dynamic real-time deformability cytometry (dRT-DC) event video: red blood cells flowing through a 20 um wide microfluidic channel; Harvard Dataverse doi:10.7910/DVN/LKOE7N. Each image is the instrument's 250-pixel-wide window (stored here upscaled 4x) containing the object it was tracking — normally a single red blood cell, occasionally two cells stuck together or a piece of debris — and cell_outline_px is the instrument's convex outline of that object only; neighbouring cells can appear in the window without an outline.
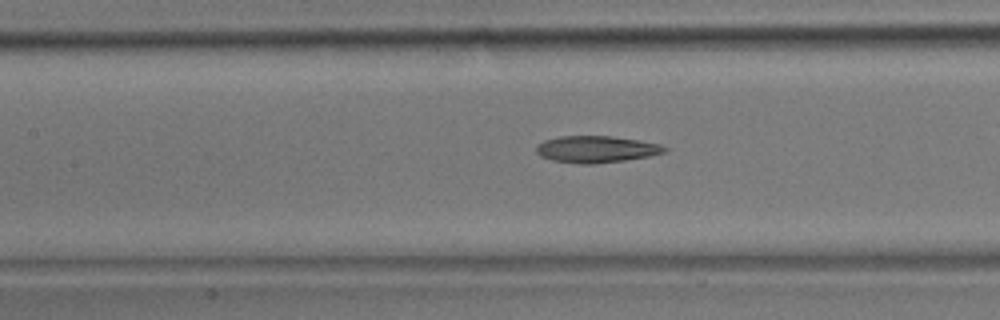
{"species": "common noctule bat (a hibernating species)", "species_latin": "Nyctalus noctula", "temperature_condition": "room temperature", "stored_images_in_passage": 41, "camera_frame_rate_fps": 3000, "um_per_image_px": 0.085, "animal": {"sex": "male", "body_mass_g": 17.9}, "frame": {"image": 1, "passage_image": 18, "time_ms": 5.667, "image_size_px": [1000, 320], "cell_outline_px": [[668, 148], [664, 152], [648, 156], [624, 160], [596, 164], [580, 164], [552, 160], [540, 156], [536, 152], [536, 144], [544, 140], [560, 136], [612, 136], [660, 144]], "centroid_in_image_um": [50.63, 12.68], "position_along_channel_um": 156.8, "area_um2": 19.94}}
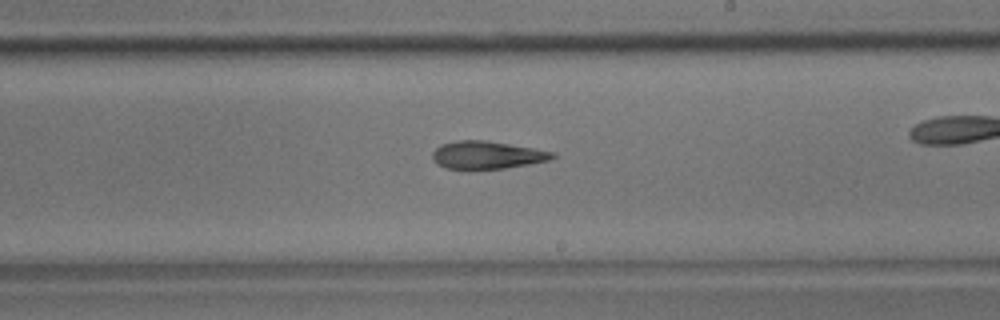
{"frame": {"image": 2, "passage_image": 24, "time_ms": 7.667, "image_size_px": [1000, 320], "cell_outline_px": [[556, 156], [552, 160], [504, 168], [468, 172], [444, 168], [436, 164], [432, 160], [432, 152], [440, 144], [456, 140], [484, 140], [556, 152]], "centroid_in_image_um": [41.32, 13.22], "position_along_channel_um": 247.7, "area_um2": 20.17}}